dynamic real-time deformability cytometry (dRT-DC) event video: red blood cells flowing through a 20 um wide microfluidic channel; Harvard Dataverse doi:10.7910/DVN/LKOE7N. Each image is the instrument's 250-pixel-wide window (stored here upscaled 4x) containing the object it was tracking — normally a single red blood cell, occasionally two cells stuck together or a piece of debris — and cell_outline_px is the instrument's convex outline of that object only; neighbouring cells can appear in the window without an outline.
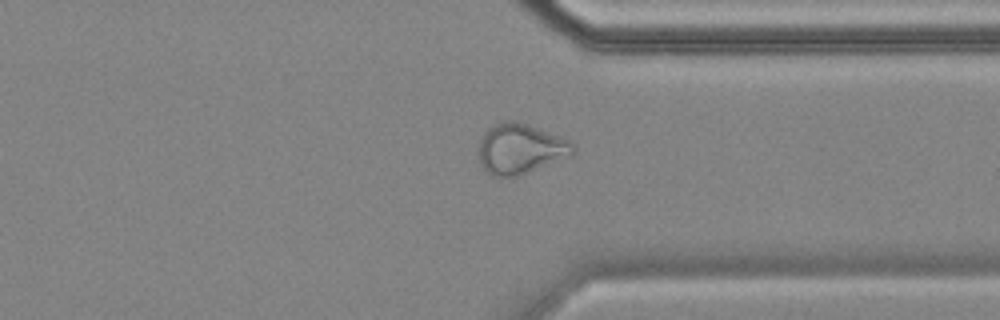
{"species": "common noctule bat (a hibernating species)", "species_latin": "Nyctalus noctula", "temperature_condition": "cold", "stored_images_in_passage": 51, "camera_frame_rate_fps": 3000, "um_per_image_px": 0.085, "animal": {"sex": "female", "body_mass_g": 18.4}, "frame": {"image": 1, "passage_image": 37, "time_ms": 12.0, "image_size_px": [1000, 320], "cell_outline_px": [[576, 152], [572, 156], [516, 176], [488, 176], [480, 164], [480, 140], [484, 132], [488, 128], [496, 124], [512, 120], [536, 128], [568, 140], [576, 148]], "centroid_in_image_um": [44.22, 12.68], "position_along_channel_um": 367.2, "area_um2": 27.17}, "authors_computed_cell_mechanics": {"area_um2": 28.6688, "velocity_mm_per_s": 3.5258, "shape_relaxation_time_tau1_ms": null, "shape_relaxation_time_tau2_ms": 2.3434, "deformation_change_tau1": null, "deformation_change_tau2": 0.0741}}